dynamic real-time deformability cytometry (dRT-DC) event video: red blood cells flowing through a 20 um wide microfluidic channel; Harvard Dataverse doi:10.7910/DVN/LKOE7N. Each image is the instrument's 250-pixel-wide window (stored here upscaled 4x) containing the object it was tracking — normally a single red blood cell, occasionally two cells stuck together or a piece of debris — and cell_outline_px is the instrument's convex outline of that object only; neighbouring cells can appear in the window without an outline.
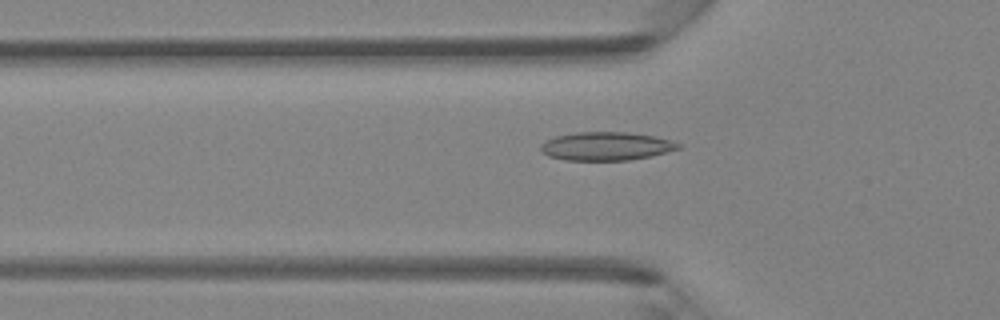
{"species": "Egyptian fruit bat (a non-hibernating species)", "species_latin": "Rousettus aegyptiacus", "temperature_condition": "room temperature", "stored_images_in_passage": 48, "camera_frame_rate_fps": 3000, "um_per_image_px": 0.085, "animal": {"sex": "female"}, "frame": {"image": 1, "passage_image": 16, "time_ms": 5.0, "image_size_px": [1000, 320], "cell_outline_px": [[680, 148], [652, 156], [628, 160], [564, 160], [548, 156], [540, 152], [540, 144], [544, 140], [556, 136], [576, 132], [628, 132], [656, 136], [672, 140], [680, 144]], "centroid_in_image_um": [51.49, 12.42], "position_along_channel_um": 74.3, "area_um2": 23.0}}
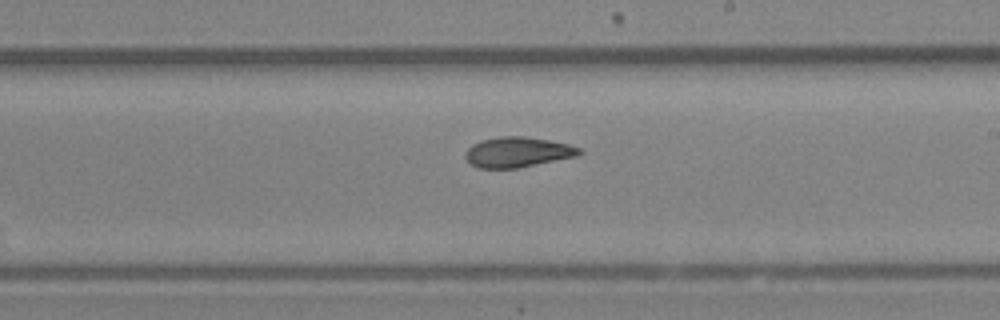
{"frame": {"image": 2, "passage_image": 28, "time_ms": 9.0, "image_size_px": [1000, 320], "cell_outline_px": [[584, 152], [576, 156], [516, 168], [476, 168], [464, 156], [468, 148], [472, 144], [480, 140], [500, 136], [524, 136], [548, 140], [568, 144], [580, 148]], "centroid_in_image_um": [43.97, 12.92], "position_along_channel_um": 245.0, "area_um2": 19.94}}
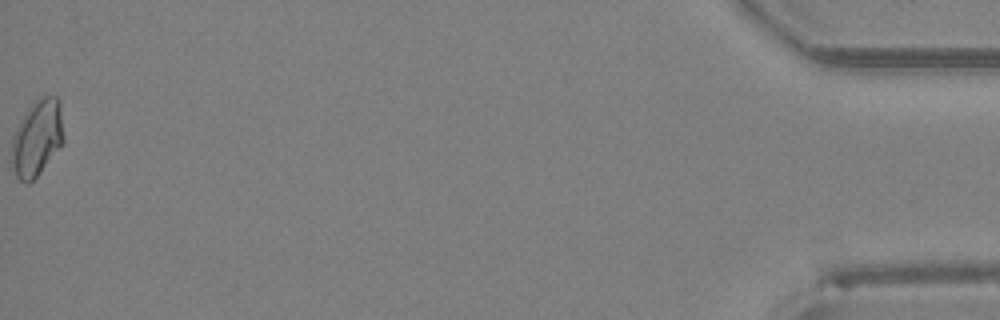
{"frame": {"image": 3, "passage_image": 48, "time_ms": 15.667, "image_size_px": [1000, 320], "cell_outline_px": [[64, 140], [40, 172], [28, 184], [20, 180], [16, 176], [12, 168], [12, 136], [24, 112], [36, 100], [44, 96], [56, 96], [60, 100], [64, 136]], "centroid_in_image_um": [3.15, 11.7], "position_along_channel_um": 432.1, "area_um2": 22.95}, "authors_computed_cell_mechanics": {"area_um2": 20.5768, "velocity_mm_per_s": 4.2876, "shape_relaxation_time_tau1_ms": 6.6684, "shape_relaxation_time_tau2_ms": 2.1851, "deformation_change_tau1": 0.149, "deformation_change_tau2": 0.0792}}